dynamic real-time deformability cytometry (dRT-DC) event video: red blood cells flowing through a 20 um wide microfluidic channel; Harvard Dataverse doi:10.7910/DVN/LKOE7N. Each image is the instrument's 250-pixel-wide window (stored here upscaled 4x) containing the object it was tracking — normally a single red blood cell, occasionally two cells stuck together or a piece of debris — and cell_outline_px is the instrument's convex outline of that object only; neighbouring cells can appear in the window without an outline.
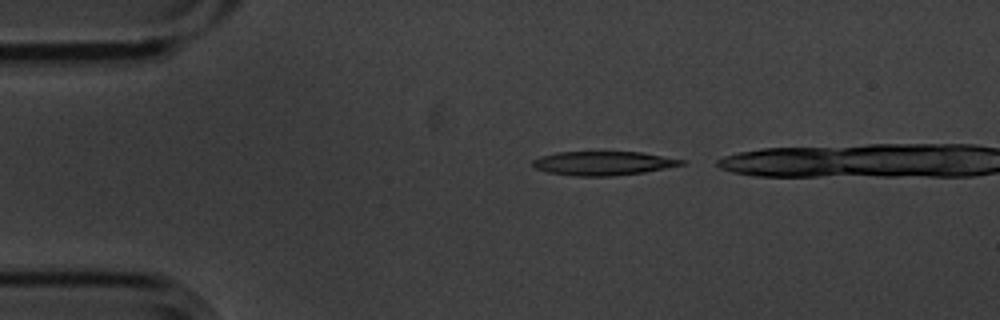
{"species": "common noctule bat (a hibernating species)", "species_latin": "Nyctalus noctula", "temperature_condition": "cold", "stored_images_in_passage": 2, "camera_frame_rate_fps": 3000, "um_per_image_px": 0.085, "animal": {"sex": "male", "body_mass_g": 20.1, "forearm_length_mm": 53.5}, "frame": {"image": 1, "passage_image": 1, "time_ms": 0.0, "image_size_px": [1000, 320], "cell_outline_px": [[684, 164], [644, 172], [608, 176], [576, 176], [548, 172], [536, 168], [532, 164], [532, 160], [540, 156], [556, 152], [640, 152], [684, 160]], "centroid_in_image_um": [51.22, 13.87], "position_along_channel_um": 33.8, "area_um2": 20.46}}